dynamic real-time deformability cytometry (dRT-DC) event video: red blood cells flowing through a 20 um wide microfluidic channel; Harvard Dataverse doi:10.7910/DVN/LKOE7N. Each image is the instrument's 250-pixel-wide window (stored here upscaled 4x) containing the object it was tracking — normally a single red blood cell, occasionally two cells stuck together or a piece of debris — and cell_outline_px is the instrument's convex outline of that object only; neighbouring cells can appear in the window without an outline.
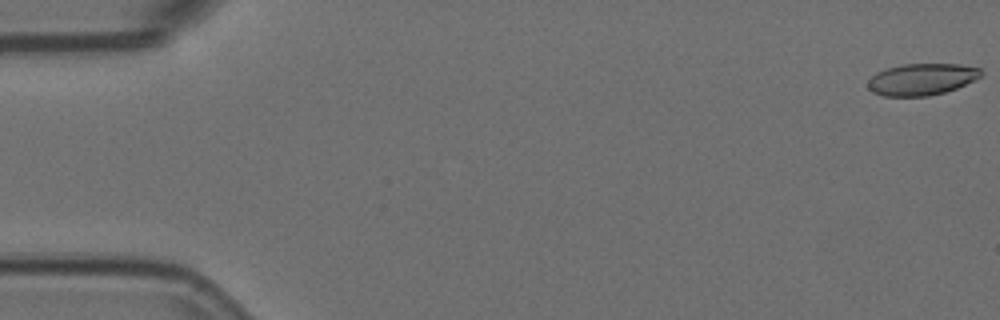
{"species": "Egyptian fruit bat (a non-hibernating species)", "species_latin": "Rousettus aegyptiacus", "temperature_condition": "room temperature", "stored_images_in_passage": 5, "camera_frame_rate_fps": 3000, "um_per_image_px": 0.085, "animal": {"sex": "female"}, "frame": {"image": 1, "passage_image": 1, "time_ms": 0.0, "image_size_px": [1000, 320], "cell_outline_px": [[984, 72], [980, 76], [956, 88], [944, 92], [928, 96], [884, 96], [872, 92], [868, 88], [868, 80], [876, 72], [884, 68], [904, 64], [960, 64], [980, 68]], "centroid_in_image_um": [78.31, 6.73], "position_along_channel_um": 6.7, "area_um2": 20.87}}
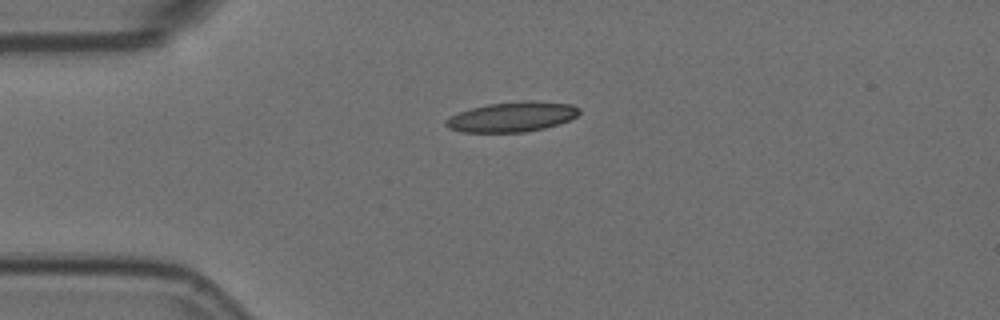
{"frame": {"image": 2, "passage_image": 4, "time_ms": 1.0, "image_size_px": [1000, 320], "cell_outline_px": [[580, 112], [576, 116], [568, 120], [544, 128], [524, 132], [460, 132], [448, 128], [444, 124], [444, 120], [460, 112], [472, 108], [488, 104], [520, 100], [528, 100], [572, 104], [580, 108]], "centroid_in_image_um": [43.51, 9.92], "position_along_channel_um": 41.5, "area_um2": 23.24}}